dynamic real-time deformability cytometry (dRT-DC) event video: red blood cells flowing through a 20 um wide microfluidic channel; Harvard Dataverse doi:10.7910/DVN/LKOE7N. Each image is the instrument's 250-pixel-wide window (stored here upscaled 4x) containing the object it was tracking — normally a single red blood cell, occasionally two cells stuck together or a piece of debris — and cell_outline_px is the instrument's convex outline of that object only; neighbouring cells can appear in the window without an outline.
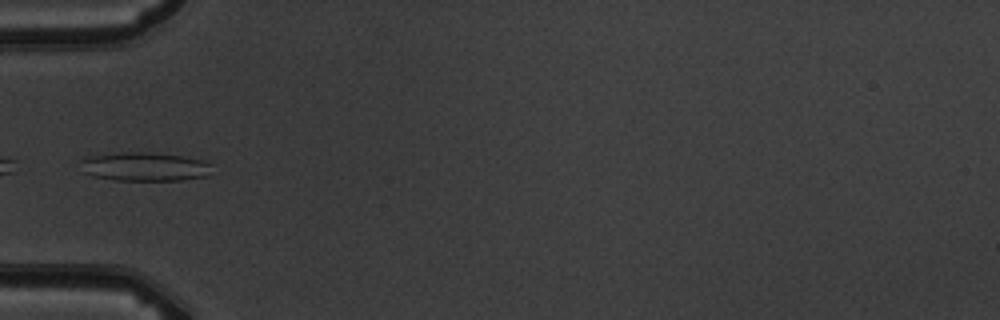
{"species": "common noctule bat (a hibernating species)", "species_latin": "Nyctalus noctula", "temperature_condition": "warm", "stored_images_in_passage": 3, "camera_frame_rate_fps": 3000, "um_per_image_px": 0.085, "animal": {"sex": "male", "body_mass_g": 19.5, "forearm_length_mm": 54.6}, "frame": {"image": 1, "passage_image": 3, "time_ms": 2.333, "image_size_px": [1000, 320], "cell_outline_px": [[212, 164], [208, 176], [180, 180], [116, 180], [92, 176], [84, 172], [80, 160], [88, 156], [124, 152], [144, 152], [180, 156], [204, 160]], "centroid_in_image_um": [12.3, 14.17], "position_along_channel_um": 72.7, "area_um2": 21.91}}